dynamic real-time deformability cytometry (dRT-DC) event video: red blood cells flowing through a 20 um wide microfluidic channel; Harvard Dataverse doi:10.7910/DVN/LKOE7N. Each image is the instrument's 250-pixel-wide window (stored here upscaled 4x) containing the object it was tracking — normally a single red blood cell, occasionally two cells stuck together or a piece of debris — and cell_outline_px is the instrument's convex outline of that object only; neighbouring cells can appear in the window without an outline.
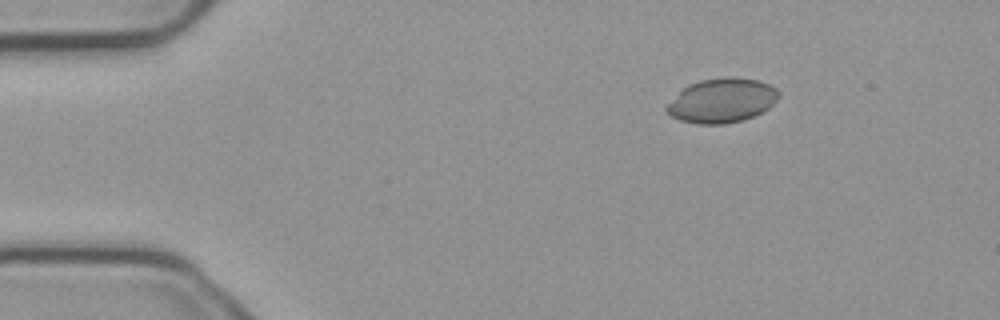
{"species": "common noctule bat (a hibernating species)", "species_latin": "Nyctalus noctula", "temperature_condition": "cold", "stored_images_in_passage": 4, "camera_frame_rate_fps": 3000, "um_per_image_px": 0.085, "animal": {"sex": "male", "body_mass_g": 23.1, "forearm_length_mm": 52.7}, "frame": {"image": 1, "passage_image": 1, "time_ms": 0.0, "image_size_px": [1000, 320], "cell_outline_px": [[780, 96], [768, 108], [744, 120], [724, 124], [696, 124], [680, 120], [664, 112], [664, 108], [688, 84], [700, 80], [724, 76], [732, 76], [756, 80], [768, 84], [776, 88], [780, 92]], "centroid_in_image_um": [61.35, 8.54], "position_along_channel_um": 23.6, "area_um2": 28.96}}